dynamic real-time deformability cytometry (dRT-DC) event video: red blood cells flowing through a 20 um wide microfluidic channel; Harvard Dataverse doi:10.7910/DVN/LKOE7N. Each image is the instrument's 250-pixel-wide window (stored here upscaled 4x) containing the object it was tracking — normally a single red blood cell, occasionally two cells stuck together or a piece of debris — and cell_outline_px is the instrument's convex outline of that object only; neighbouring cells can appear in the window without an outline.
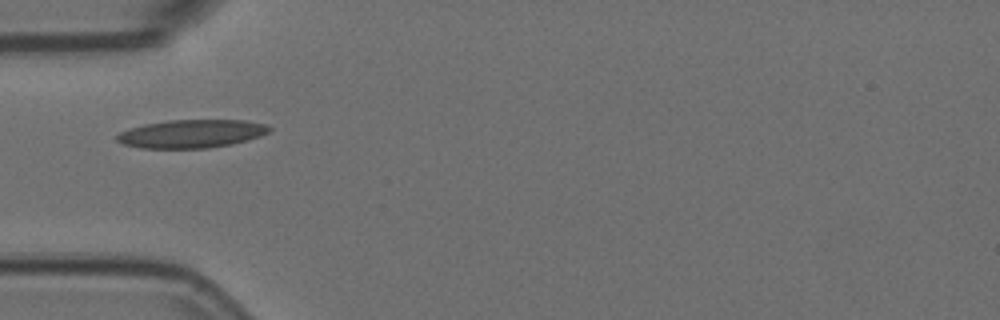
{"species": "Egyptian fruit bat (a non-hibernating species)", "species_latin": "Rousettus aegyptiacus", "temperature_condition": "room temperature", "stored_images_in_passage": 36, "camera_frame_rate_fps": 3000, "um_per_image_px": 0.085, "animal": {"sex": "female"}, "frame": {"image": 1, "passage_image": 1, "time_ms": 0.0, "image_size_px": [1000, 320], "cell_outline_px": [[272, 128], [268, 132], [260, 136], [248, 140], [232, 144], [208, 148], [140, 148], [124, 144], [116, 140], [116, 136], [120, 132], [144, 124], [168, 120], [244, 120], [268, 124]], "centroid_in_image_um": [16.31, 11.36], "position_along_channel_um": 68.7, "area_um2": 25.09}}
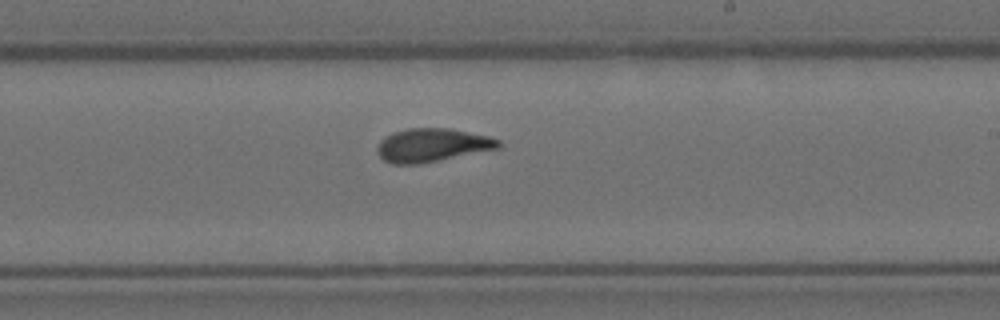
{"frame": {"image": 2, "passage_image": 16, "time_ms": 5.0, "image_size_px": [1000, 320], "cell_outline_px": [[500, 148], [420, 164], [392, 164], [384, 160], [376, 152], [376, 148], [380, 140], [392, 132], [408, 128], [448, 128], [488, 136], [500, 140]], "centroid_in_image_um": [36.7, 12.34], "position_along_channel_um": 252.3, "area_um2": 23.64}}
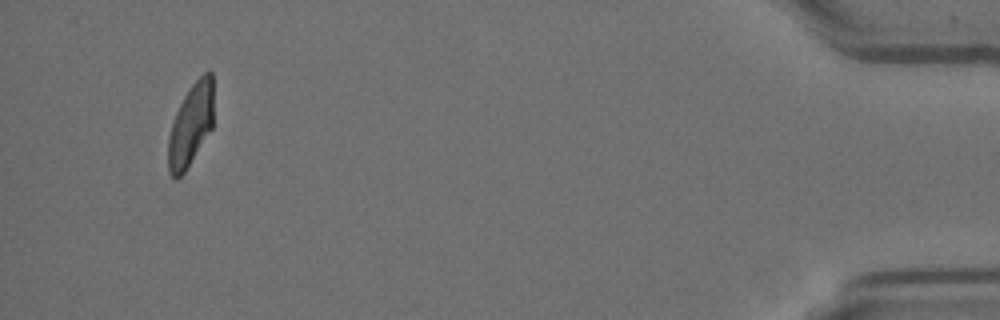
{"frame": {"image": 3, "passage_image": 36, "time_ms": 11.667, "image_size_px": [1000, 320], "cell_outline_px": [[212, 128], [184, 172], [176, 180], [168, 172], [168, 136], [176, 112], [184, 96], [192, 84], [208, 68], [212, 72]], "centroid_in_image_um": [16.2, 10.61], "position_along_channel_um": 419.0, "area_um2": 21.5}, "authors_computed_cell_mechanics": {"area_um2": 23.2067, "velocity_mm_per_s": 3.6557, "shape_relaxation_time_tau1_ms": 6.5673, "shape_relaxation_time_tau2_ms": 1.5367, "deformation_change_tau1": 0.1844, "deformation_change_tau2": 0.0742}}